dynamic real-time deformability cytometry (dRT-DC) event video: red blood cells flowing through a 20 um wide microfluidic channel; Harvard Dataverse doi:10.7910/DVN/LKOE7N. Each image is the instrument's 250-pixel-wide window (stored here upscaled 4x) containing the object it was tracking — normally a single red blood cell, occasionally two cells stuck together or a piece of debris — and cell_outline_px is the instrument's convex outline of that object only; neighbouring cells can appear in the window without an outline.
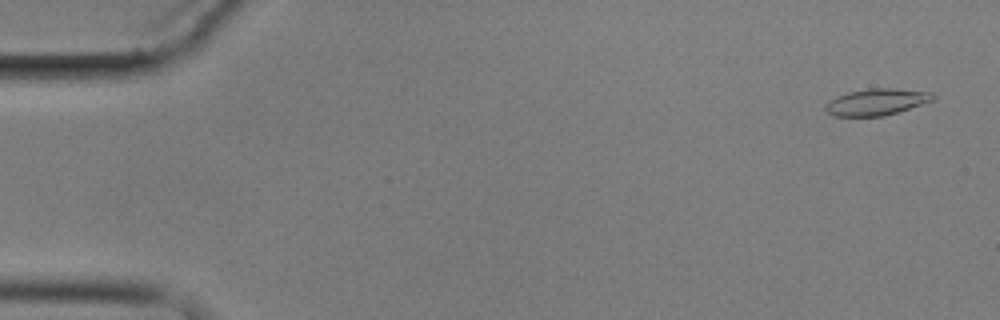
{"species": "common noctule bat (a hibernating species)", "species_latin": "Nyctalus noctula", "temperature_condition": "cold", "stored_images_in_passage": 4, "camera_frame_rate_fps": 3000, "um_per_image_px": 0.085, "animal": {"sex": "male", "body_mass_g": 17.9}, "frame": {"image": 1, "passage_image": 1, "time_ms": 0.0, "image_size_px": [1000, 320], "cell_outline_px": [[936, 96], [932, 100], [884, 116], [832, 116], [824, 108], [836, 96], [848, 92], [868, 88], [896, 88], [932, 92]], "centroid_in_image_um": [74.51, 8.65], "position_along_channel_um": 10.5, "area_um2": 16.42}}